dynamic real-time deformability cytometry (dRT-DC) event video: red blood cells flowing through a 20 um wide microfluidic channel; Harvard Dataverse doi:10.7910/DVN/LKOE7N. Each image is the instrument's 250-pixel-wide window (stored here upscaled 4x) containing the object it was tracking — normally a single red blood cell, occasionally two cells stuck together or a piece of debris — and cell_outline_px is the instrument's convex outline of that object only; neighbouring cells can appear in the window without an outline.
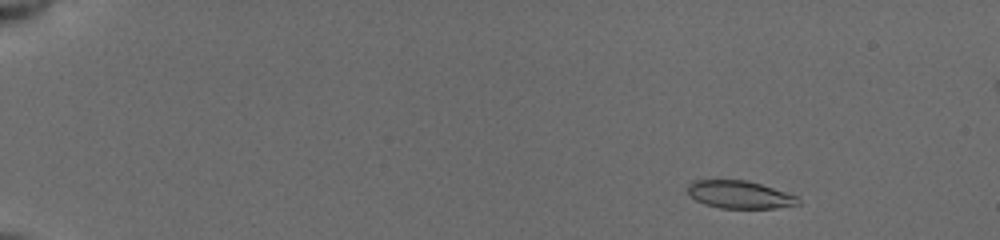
{"species": "common noctule bat (a hibernating species)", "species_latin": "Nyctalus noctula", "temperature_condition": "cold", "stored_images_in_passage": 54, "camera_frame_rate_fps": 3000, "um_per_image_px": 0.085, "animal": {"sex": "female", "body_mass_g": 19.5, "forearm_length_mm": 54.1}, "frame": {"image": 1, "passage_image": 6, "time_ms": 1.0, "image_size_px": [1000, 240], "cell_outline_px": [[800, 204], [776, 208], [720, 208], [704, 204], [696, 200], [688, 192], [688, 184], [692, 180], [748, 180], [796, 196], [800, 200]], "centroid_in_image_um": [62.85, 16.54], "position_along_channel_um": 22.2, "area_um2": 17.69}}
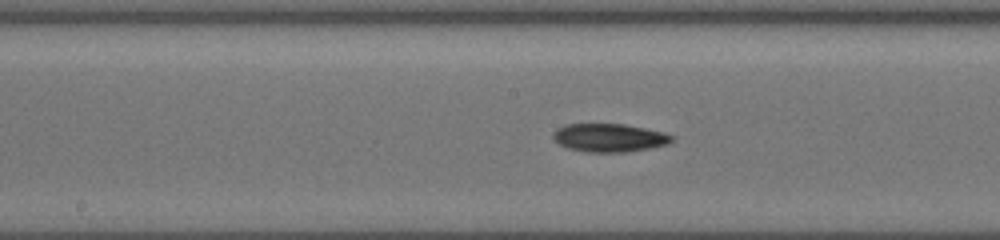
{"frame": {"image": 2, "passage_image": 35, "time_ms": 8.667, "image_size_px": [1000, 240], "cell_outline_px": [[676, 136], [668, 144], [652, 148], [628, 152], [588, 152], [568, 148], [552, 140], [552, 132], [556, 128], [564, 124], [624, 124], [664, 132]], "centroid_in_image_um": [51.78, 11.71], "position_along_channel_um": 196.4, "area_um2": 19.83}}
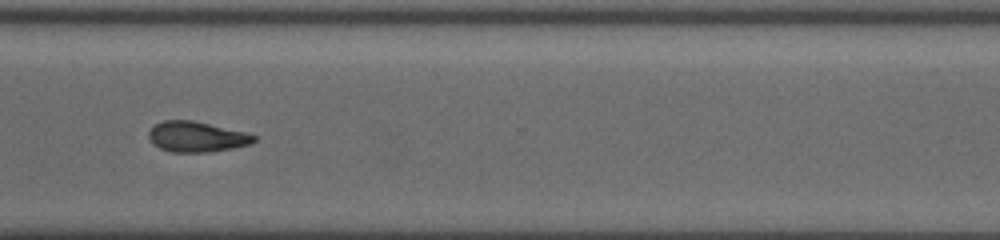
{"frame": {"image": 3, "passage_image": 53, "time_ms": 12.667, "image_size_px": [1000, 240], "cell_outline_px": [[256, 140], [252, 144], [232, 148], [208, 152], [172, 152], [160, 148], [152, 144], [148, 136], [148, 132], [156, 124], [164, 120], [192, 120], [244, 132], [256, 136]], "centroid_in_image_um": [16.7, 11.63], "position_along_channel_um": 353.9, "area_um2": 18.55}}